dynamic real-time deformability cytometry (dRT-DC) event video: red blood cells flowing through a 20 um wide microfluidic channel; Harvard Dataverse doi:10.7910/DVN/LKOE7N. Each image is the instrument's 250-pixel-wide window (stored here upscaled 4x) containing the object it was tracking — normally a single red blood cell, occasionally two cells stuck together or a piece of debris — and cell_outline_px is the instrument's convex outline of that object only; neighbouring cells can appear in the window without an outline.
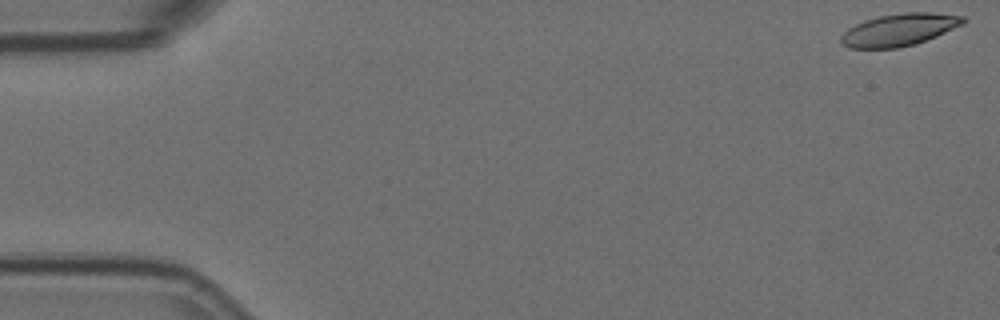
{"species": "Egyptian fruit bat (a non-hibernating species)", "species_latin": "Rousettus aegyptiacus", "temperature_condition": "room temperature", "stored_images_in_passage": 7, "camera_frame_rate_fps": 3000, "um_per_image_px": 0.085, "animal": {"sex": "female"}, "frame": {"image": 1, "passage_image": 1, "time_ms": 0.0, "image_size_px": [1000, 320], "cell_outline_px": [[968, 20], [964, 24], [936, 36], [916, 44], [896, 48], [848, 48], [840, 44], [840, 36], [848, 28], [864, 20], [880, 16], [904, 12], [928, 12], [964, 16]], "centroid_in_image_um": [76.43, 2.53], "position_along_channel_um": 8.6, "area_um2": 23.06}}
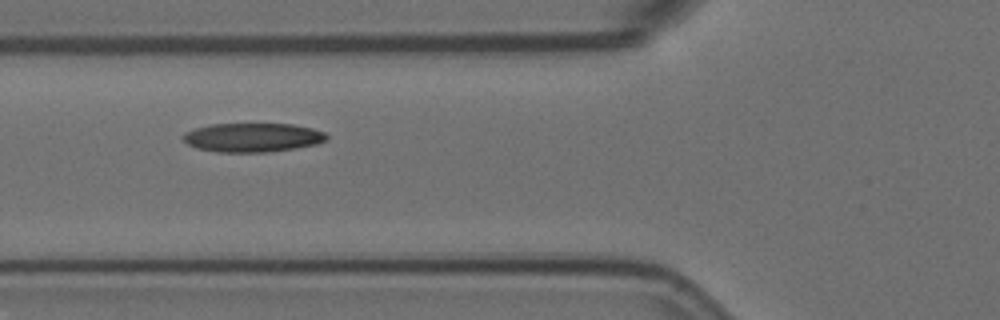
{"frame": {"image": 2, "passage_image": 6, "time_ms": 1.667, "image_size_px": [1000, 320], "cell_outline_px": [[328, 140], [316, 144], [296, 148], [264, 152], [216, 152], [196, 148], [188, 144], [184, 140], [184, 132], [196, 128], [212, 124], [292, 124], [312, 128], [324, 132], [328, 136]], "centroid_in_image_um": [21.49, 11.69], "position_along_channel_um": 104.3, "area_um2": 24.16}}
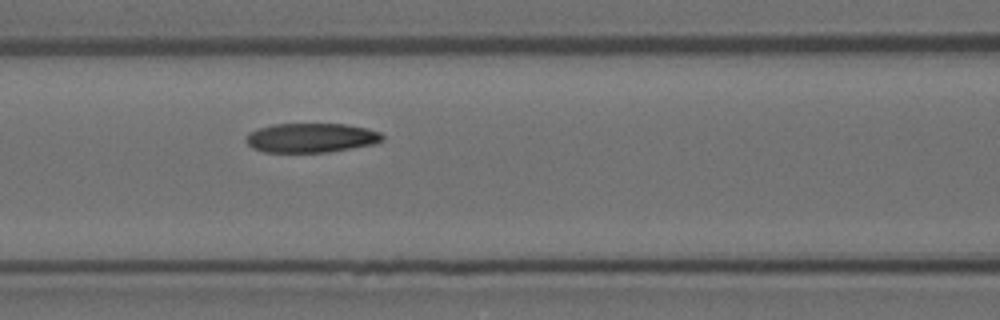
{"frame": {"image": 3, "passage_image": 7, "time_ms": 2.0, "image_size_px": [1000, 320], "cell_outline_px": [[384, 140], [376, 144], [328, 152], [264, 152], [252, 148], [244, 140], [248, 132], [272, 124], [348, 124], [368, 128], [380, 132], [384, 136]], "centroid_in_image_um": [26.47, 11.71], "position_along_channel_um": 140.1, "area_um2": 23.58}}